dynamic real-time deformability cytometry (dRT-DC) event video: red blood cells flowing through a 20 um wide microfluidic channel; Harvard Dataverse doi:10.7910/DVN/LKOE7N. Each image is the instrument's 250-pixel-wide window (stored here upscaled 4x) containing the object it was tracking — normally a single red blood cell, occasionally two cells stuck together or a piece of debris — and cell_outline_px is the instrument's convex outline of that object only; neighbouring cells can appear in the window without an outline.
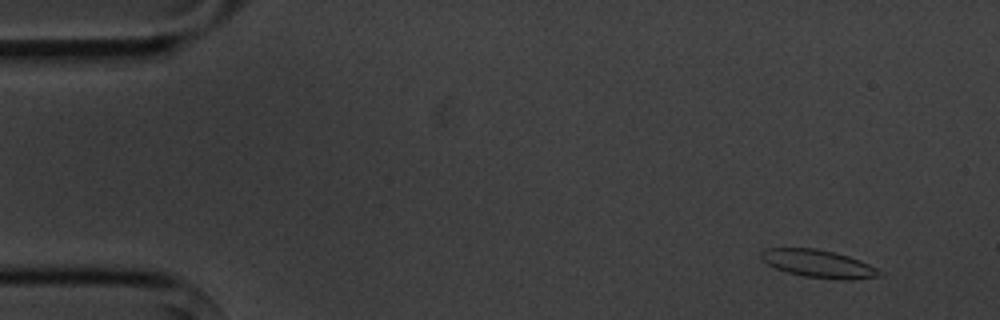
{"species": "common noctule bat (a hibernating species)", "species_latin": "Nyctalus noctula", "temperature_condition": "cold", "stored_images_in_passage": 5, "camera_frame_rate_fps": 3000, "um_per_image_px": 0.085, "animal": {"sex": "male", "body_mass_g": 20.1, "forearm_length_mm": 53.5}, "frame": {"image": 1, "passage_image": 2, "time_ms": 1.333, "image_size_px": [1000, 320], "cell_outline_px": [[884, 276], [852, 280], [840, 280], [804, 276], [788, 272], [776, 268], [768, 264], [760, 256], [760, 252], [764, 248], [816, 248], [848, 256], [860, 260], [884, 272]], "centroid_in_image_um": [69.61, 22.42], "position_along_channel_um": 15.4, "area_um2": 19.19}}
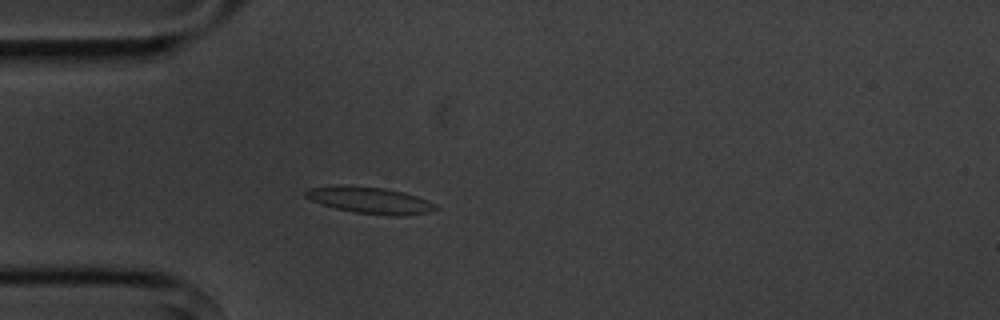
{"frame": {"image": 2, "passage_image": 5, "time_ms": 5.0, "image_size_px": [1000, 320], "cell_outline_px": [[440, 208], [428, 212], [404, 216], [388, 216], [356, 212], [336, 208], [312, 200], [304, 196], [304, 192], [308, 188], [384, 188], [404, 192], [428, 200], [436, 204]], "centroid_in_image_um": [31.6, 17.08], "position_along_channel_um": 53.4, "area_um2": 19.13}}